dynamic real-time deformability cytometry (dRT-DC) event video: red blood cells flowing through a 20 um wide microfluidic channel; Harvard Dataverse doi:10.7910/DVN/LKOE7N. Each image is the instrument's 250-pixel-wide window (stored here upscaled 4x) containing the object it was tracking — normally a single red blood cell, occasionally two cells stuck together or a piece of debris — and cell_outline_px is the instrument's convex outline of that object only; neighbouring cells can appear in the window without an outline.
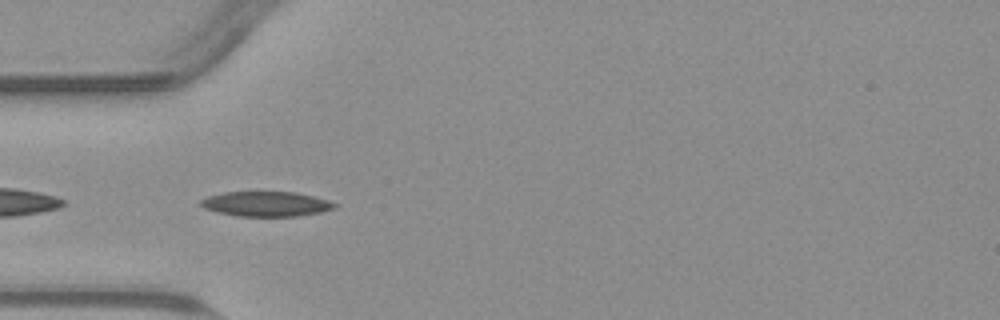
{"species": "common noctule bat (a hibernating species)", "species_latin": "Nyctalus noctula", "temperature_condition": "warm", "stored_images_in_passage": 40, "camera_frame_rate_fps": 3000, "um_per_image_px": 0.085, "animal": {"sex": "male", "body_mass_g": 23.1, "forearm_length_mm": 52.7}, "frame": {"image": 1, "passage_image": 2, "time_ms": 0.333, "image_size_px": [1000, 320], "cell_outline_px": [[336, 208], [320, 212], [296, 216], [236, 216], [216, 212], [204, 208], [200, 204], [200, 200], [208, 196], [224, 192], [296, 192], [328, 200], [336, 204]], "centroid_in_image_um": [22.59, 17.33], "position_along_channel_um": 62.4, "area_um2": 19.36}}
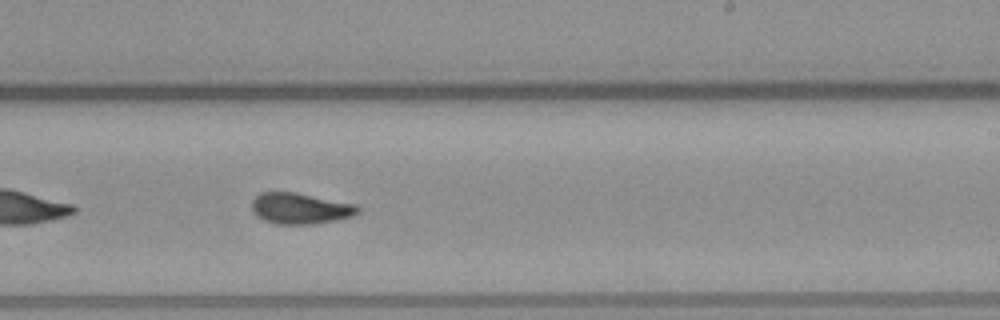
{"frame": {"image": 2, "passage_image": 18, "time_ms": 5.667, "image_size_px": [1000, 320], "cell_outline_px": [[360, 212], [352, 216], [336, 220], [312, 224], [276, 224], [264, 220], [252, 208], [252, 200], [260, 192], [296, 192], [356, 204], [360, 208]], "centroid_in_image_um": [25.56, 17.71], "position_along_channel_um": 263.4, "area_um2": 19.07}}
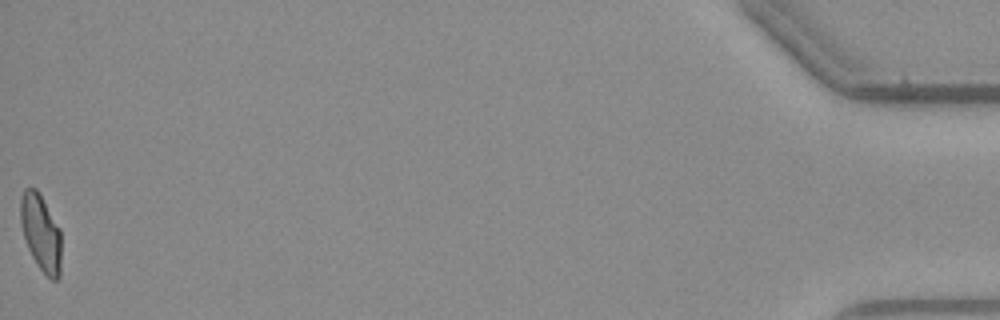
{"frame": {"image": 3, "passage_image": 40, "time_ms": 13.0, "image_size_px": [1000, 320], "cell_outline_px": [[60, 276], [56, 280], [52, 280], [36, 264], [28, 248], [20, 224], [20, 200], [24, 188], [36, 188], [60, 228]], "centroid_in_image_um": [3.46, 19.77], "position_along_channel_um": 431.7, "area_um2": 18.03}, "authors_computed_cell_mechanics": {"area_um2": 18.9006, "velocity_mm_per_s": 3.7737, "shape_relaxation_time_tau1_ms": null, "shape_relaxation_time_tau2_ms": 2.6377, "deformation_change_tau1": null, "deformation_change_tau2": 0.086}}